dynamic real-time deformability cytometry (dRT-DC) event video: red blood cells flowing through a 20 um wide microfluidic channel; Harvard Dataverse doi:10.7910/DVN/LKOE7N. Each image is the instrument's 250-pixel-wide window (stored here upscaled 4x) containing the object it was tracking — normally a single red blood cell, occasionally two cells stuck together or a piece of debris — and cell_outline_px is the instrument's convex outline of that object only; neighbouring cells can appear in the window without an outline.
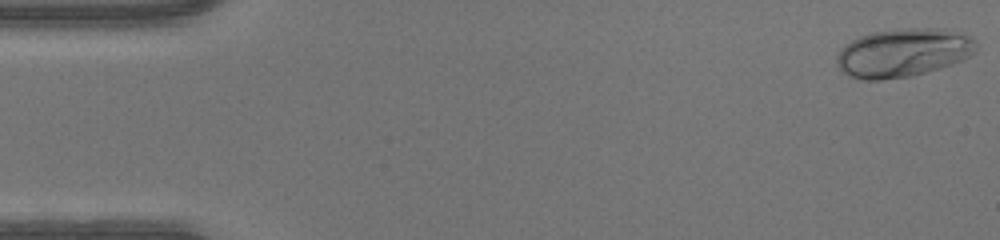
{"species": "human", "species_latin": "Homo sapiens", "temperature_condition": "warm", "stored_images_in_passage": 47, "camera_frame_rate_fps": 3000, "um_per_image_px": 0.085, "donor": {"sex": "male"}, "frame": {"image": 1, "passage_image": 1, "time_ms": 0.0, "image_size_px": [1000, 240], "cell_outline_px": [[976, 52], [952, 64], [940, 68], [912, 76], [880, 80], [860, 80], [848, 76], [840, 72], [836, 64], [836, 56], [840, 48], [844, 44], [860, 36], [872, 32], [908, 28], [948, 28], [972, 36], [976, 44]], "centroid_in_image_um": [76.74, 4.48], "position_along_channel_um": 8.3, "area_um2": 39.94}}
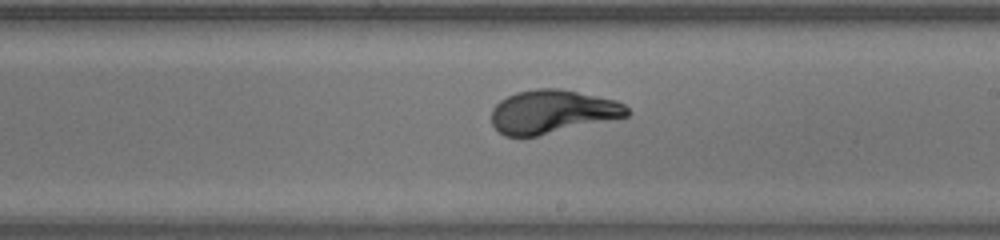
{"frame": {"image": 2, "passage_image": 27, "time_ms": 8.667, "image_size_px": [1000, 240], "cell_outline_px": [[632, 112], [628, 116], [536, 136], [504, 136], [492, 124], [492, 108], [500, 100], [516, 92], [536, 88], [560, 88], [616, 100], [624, 104]], "centroid_in_image_um": [46.95, 9.48], "position_along_channel_um": 242.0, "area_um2": 34.22}}
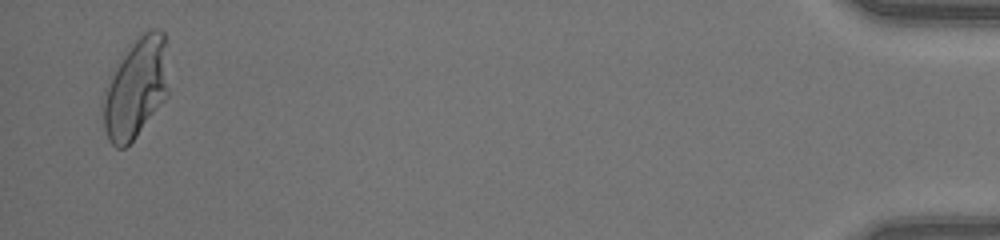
{"frame": {"image": 3, "passage_image": 46, "time_ms": 15.0, "image_size_px": [1000, 240], "cell_outline_px": [[168, 96], [136, 136], [124, 148], [116, 148], [108, 140], [104, 128], [104, 100], [108, 76], [128, 44], [144, 32], [152, 28], [160, 28], [164, 32], [168, 88]], "centroid_in_image_um": [11.54, 7.45], "position_along_channel_um": 423.7, "area_um2": 38.32}}